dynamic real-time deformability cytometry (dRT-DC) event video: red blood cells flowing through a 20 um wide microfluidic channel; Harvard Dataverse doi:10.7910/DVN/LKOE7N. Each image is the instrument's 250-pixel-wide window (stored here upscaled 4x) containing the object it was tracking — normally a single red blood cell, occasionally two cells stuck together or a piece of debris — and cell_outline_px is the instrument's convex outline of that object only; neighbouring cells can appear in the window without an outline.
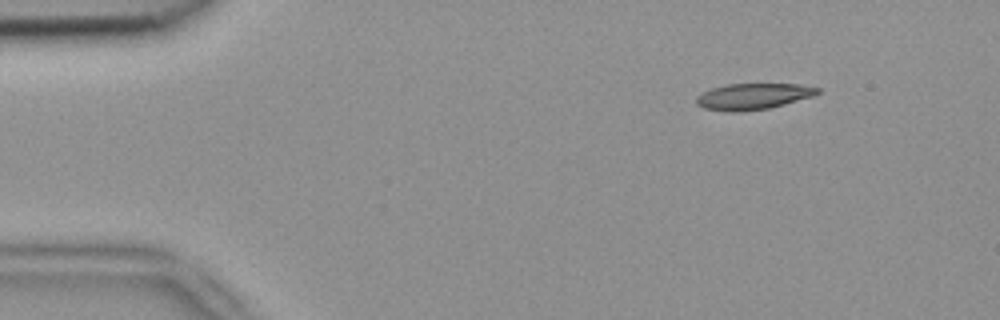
{"species": "common noctule bat (a hibernating species)", "species_latin": "Nyctalus noctula", "temperature_condition": "room temperature", "stored_images_in_passage": 3, "camera_frame_rate_fps": 3000, "um_per_image_px": 0.085, "animal": {"sex": "female", "body_mass_g": 18.4}, "frame": {"image": 1, "passage_image": 3, "time_ms": 0.667, "image_size_px": [1000, 320], "cell_outline_px": [[820, 92], [812, 96], [784, 104], [768, 108], [740, 112], [732, 112], [704, 108], [696, 104], [696, 96], [712, 88], [728, 84], [796, 84], [820, 88]], "centroid_in_image_um": [63.99, 8.19], "position_along_channel_um": 21.0, "area_um2": 18.26}}